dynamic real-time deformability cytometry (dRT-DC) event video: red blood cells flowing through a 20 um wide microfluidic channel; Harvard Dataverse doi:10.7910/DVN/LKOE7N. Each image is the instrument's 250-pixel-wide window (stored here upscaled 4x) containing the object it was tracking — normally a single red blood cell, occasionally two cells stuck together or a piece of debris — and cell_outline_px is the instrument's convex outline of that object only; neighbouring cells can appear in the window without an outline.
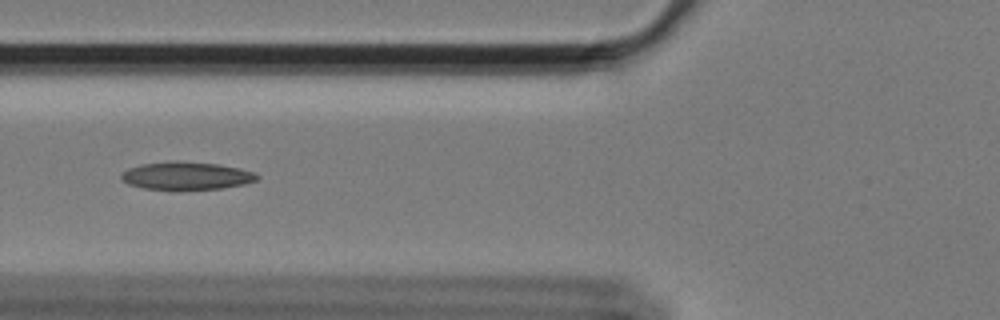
{"species": "Egyptian fruit bat (a non-hibernating species)", "species_latin": "Rousettus aegyptiacus", "temperature_condition": "cold", "stored_images_in_passage": 14, "camera_frame_rate_fps": 3000, "um_per_image_px": 0.085, "animal": {"sex": "female"}, "frame": {"image": 1, "passage_image": 8, "time_ms": 2.333, "image_size_px": [1000, 320], "cell_outline_px": [[260, 176], [256, 180], [244, 184], [224, 188], [180, 192], [168, 192], [144, 188], [128, 184], [120, 176], [128, 168], [140, 164], [176, 160], [216, 164], [236, 168], [252, 172]], "centroid_in_image_um": [15.8, 14.98], "position_along_channel_um": 110.0, "area_um2": 22.72}}